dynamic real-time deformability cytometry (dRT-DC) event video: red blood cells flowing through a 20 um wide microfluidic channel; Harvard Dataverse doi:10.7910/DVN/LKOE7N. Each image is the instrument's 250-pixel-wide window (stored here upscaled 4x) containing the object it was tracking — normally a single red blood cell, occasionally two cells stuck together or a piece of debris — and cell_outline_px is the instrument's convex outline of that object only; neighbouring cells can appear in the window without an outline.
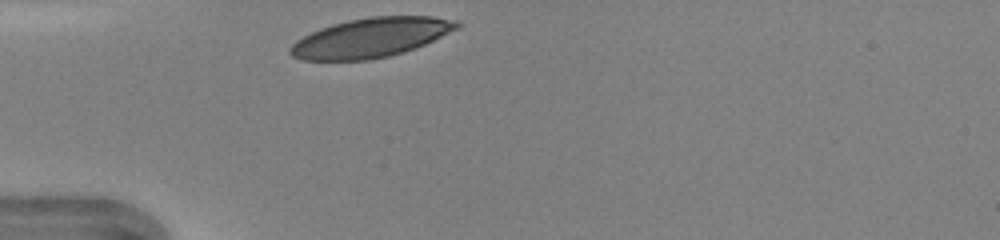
{"species": "human", "species_latin": "Homo sapiens", "temperature_condition": "warm", "stored_images_in_passage": 26, "camera_frame_rate_fps": 3000, "um_per_image_px": 0.085, "donor": {"sex": "female"}, "frame": {"image": 1, "passage_image": 1, "time_ms": 0.0, "image_size_px": [1000, 240], "cell_outline_px": [[460, 28], [424, 44], [404, 52], [388, 56], [368, 60], [304, 60], [292, 56], [288, 52], [288, 48], [296, 40], [320, 28], [332, 24], [348, 20], [372, 16], [432, 16], [460, 20]], "centroid_in_image_um": [31.54, 3.19], "position_along_channel_um": 53.5, "area_um2": 38.32}}
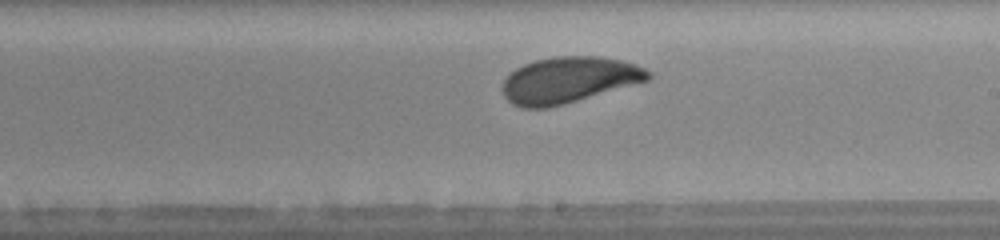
{"frame": {"image": 2, "passage_image": 15, "time_ms": 4.667, "image_size_px": [1000, 240], "cell_outline_px": [[652, 76], [648, 80], [564, 104], [548, 108], [520, 108], [512, 104], [504, 96], [504, 80], [516, 68], [524, 64], [536, 60], [556, 56], [596, 56], [624, 60], [644, 68], [652, 72]], "centroid_in_image_um": [48.36, 6.79], "position_along_channel_um": 240.6, "area_um2": 38.9}, "authors_computed_cell_mechanics": {"area_um2": 39.1306, "velocity_mm_per_s": 4.2784, "shape_relaxation_time_tau1_ms": 1.6926, "shape_relaxation_time_tau2_ms": null, "deformation_change_tau1": 0.1156, "deformation_change_tau2": null}}